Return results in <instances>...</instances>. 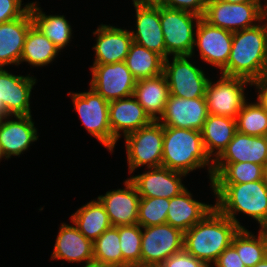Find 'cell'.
<instances>
[{
    "label": "cell",
    "mask_w": 267,
    "mask_h": 267,
    "mask_svg": "<svg viewBox=\"0 0 267 267\" xmlns=\"http://www.w3.org/2000/svg\"><path fill=\"white\" fill-rule=\"evenodd\" d=\"M136 30H130L133 42L167 59L160 21V3L134 2Z\"/></svg>",
    "instance_id": "obj_15"
},
{
    "label": "cell",
    "mask_w": 267,
    "mask_h": 267,
    "mask_svg": "<svg viewBox=\"0 0 267 267\" xmlns=\"http://www.w3.org/2000/svg\"><path fill=\"white\" fill-rule=\"evenodd\" d=\"M39 3L30 2L29 10L33 24L61 51L72 41L71 24L64 15H46Z\"/></svg>",
    "instance_id": "obj_28"
},
{
    "label": "cell",
    "mask_w": 267,
    "mask_h": 267,
    "mask_svg": "<svg viewBox=\"0 0 267 267\" xmlns=\"http://www.w3.org/2000/svg\"><path fill=\"white\" fill-rule=\"evenodd\" d=\"M133 96L152 121H159L170 96L165 75L137 80Z\"/></svg>",
    "instance_id": "obj_26"
},
{
    "label": "cell",
    "mask_w": 267,
    "mask_h": 267,
    "mask_svg": "<svg viewBox=\"0 0 267 267\" xmlns=\"http://www.w3.org/2000/svg\"><path fill=\"white\" fill-rule=\"evenodd\" d=\"M74 111L86 128L107 150L114 152L117 141L112 136L109 123V102L91 87L86 92H69Z\"/></svg>",
    "instance_id": "obj_5"
},
{
    "label": "cell",
    "mask_w": 267,
    "mask_h": 267,
    "mask_svg": "<svg viewBox=\"0 0 267 267\" xmlns=\"http://www.w3.org/2000/svg\"><path fill=\"white\" fill-rule=\"evenodd\" d=\"M208 115L205 97L190 99L170 95L159 122L162 126L201 131Z\"/></svg>",
    "instance_id": "obj_16"
},
{
    "label": "cell",
    "mask_w": 267,
    "mask_h": 267,
    "mask_svg": "<svg viewBox=\"0 0 267 267\" xmlns=\"http://www.w3.org/2000/svg\"><path fill=\"white\" fill-rule=\"evenodd\" d=\"M89 86L108 102L133 96L136 79L124 61L92 65Z\"/></svg>",
    "instance_id": "obj_12"
},
{
    "label": "cell",
    "mask_w": 267,
    "mask_h": 267,
    "mask_svg": "<svg viewBox=\"0 0 267 267\" xmlns=\"http://www.w3.org/2000/svg\"><path fill=\"white\" fill-rule=\"evenodd\" d=\"M225 3H249V2H262L263 0H219Z\"/></svg>",
    "instance_id": "obj_44"
},
{
    "label": "cell",
    "mask_w": 267,
    "mask_h": 267,
    "mask_svg": "<svg viewBox=\"0 0 267 267\" xmlns=\"http://www.w3.org/2000/svg\"><path fill=\"white\" fill-rule=\"evenodd\" d=\"M32 25L30 10L22 17L0 24V68L20 65L25 37Z\"/></svg>",
    "instance_id": "obj_23"
},
{
    "label": "cell",
    "mask_w": 267,
    "mask_h": 267,
    "mask_svg": "<svg viewBox=\"0 0 267 267\" xmlns=\"http://www.w3.org/2000/svg\"><path fill=\"white\" fill-rule=\"evenodd\" d=\"M237 132L236 119L209 114L201 130L207 155L214 161L227 147Z\"/></svg>",
    "instance_id": "obj_27"
},
{
    "label": "cell",
    "mask_w": 267,
    "mask_h": 267,
    "mask_svg": "<svg viewBox=\"0 0 267 267\" xmlns=\"http://www.w3.org/2000/svg\"><path fill=\"white\" fill-rule=\"evenodd\" d=\"M193 193L186 188L170 199L167 212V224L183 232L198 223L215 205L193 199Z\"/></svg>",
    "instance_id": "obj_25"
},
{
    "label": "cell",
    "mask_w": 267,
    "mask_h": 267,
    "mask_svg": "<svg viewBox=\"0 0 267 267\" xmlns=\"http://www.w3.org/2000/svg\"><path fill=\"white\" fill-rule=\"evenodd\" d=\"M161 166L186 175L207 166L212 181L213 161L204 149L201 131L163 126Z\"/></svg>",
    "instance_id": "obj_4"
},
{
    "label": "cell",
    "mask_w": 267,
    "mask_h": 267,
    "mask_svg": "<svg viewBox=\"0 0 267 267\" xmlns=\"http://www.w3.org/2000/svg\"><path fill=\"white\" fill-rule=\"evenodd\" d=\"M208 0H160V4L171 8L188 11L204 16Z\"/></svg>",
    "instance_id": "obj_39"
},
{
    "label": "cell",
    "mask_w": 267,
    "mask_h": 267,
    "mask_svg": "<svg viewBox=\"0 0 267 267\" xmlns=\"http://www.w3.org/2000/svg\"><path fill=\"white\" fill-rule=\"evenodd\" d=\"M231 245L246 267H254L267 256V232L265 229H259L255 236L247 228L239 229L233 236Z\"/></svg>",
    "instance_id": "obj_32"
},
{
    "label": "cell",
    "mask_w": 267,
    "mask_h": 267,
    "mask_svg": "<svg viewBox=\"0 0 267 267\" xmlns=\"http://www.w3.org/2000/svg\"><path fill=\"white\" fill-rule=\"evenodd\" d=\"M187 175L165 167L147 168L142 174L129 179L143 198L162 197L171 199L187 187L182 183ZM183 177V178H182Z\"/></svg>",
    "instance_id": "obj_17"
},
{
    "label": "cell",
    "mask_w": 267,
    "mask_h": 267,
    "mask_svg": "<svg viewBox=\"0 0 267 267\" xmlns=\"http://www.w3.org/2000/svg\"><path fill=\"white\" fill-rule=\"evenodd\" d=\"M251 86V82L244 78L220 75L216 82L209 79L205 99L208 113L224 117H237V114L247 102L245 87Z\"/></svg>",
    "instance_id": "obj_11"
},
{
    "label": "cell",
    "mask_w": 267,
    "mask_h": 267,
    "mask_svg": "<svg viewBox=\"0 0 267 267\" xmlns=\"http://www.w3.org/2000/svg\"><path fill=\"white\" fill-rule=\"evenodd\" d=\"M59 52L62 51L33 24L25 37L20 64L26 62L33 67L48 66L55 61Z\"/></svg>",
    "instance_id": "obj_30"
},
{
    "label": "cell",
    "mask_w": 267,
    "mask_h": 267,
    "mask_svg": "<svg viewBox=\"0 0 267 267\" xmlns=\"http://www.w3.org/2000/svg\"><path fill=\"white\" fill-rule=\"evenodd\" d=\"M253 86L258 91L256 102L267 111V76L252 81L251 87Z\"/></svg>",
    "instance_id": "obj_42"
},
{
    "label": "cell",
    "mask_w": 267,
    "mask_h": 267,
    "mask_svg": "<svg viewBox=\"0 0 267 267\" xmlns=\"http://www.w3.org/2000/svg\"><path fill=\"white\" fill-rule=\"evenodd\" d=\"M22 2V0H0V24L22 17L30 7L29 2L26 4Z\"/></svg>",
    "instance_id": "obj_38"
},
{
    "label": "cell",
    "mask_w": 267,
    "mask_h": 267,
    "mask_svg": "<svg viewBox=\"0 0 267 267\" xmlns=\"http://www.w3.org/2000/svg\"><path fill=\"white\" fill-rule=\"evenodd\" d=\"M132 2H150V3H158L160 0H132Z\"/></svg>",
    "instance_id": "obj_46"
},
{
    "label": "cell",
    "mask_w": 267,
    "mask_h": 267,
    "mask_svg": "<svg viewBox=\"0 0 267 267\" xmlns=\"http://www.w3.org/2000/svg\"><path fill=\"white\" fill-rule=\"evenodd\" d=\"M264 5V6H263ZM265 3H225L208 0L204 16L210 25L237 32L252 28L264 20Z\"/></svg>",
    "instance_id": "obj_8"
},
{
    "label": "cell",
    "mask_w": 267,
    "mask_h": 267,
    "mask_svg": "<svg viewBox=\"0 0 267 267\" xmlns=\"http://www.w3.org/2000/svg\"><path fill=\"white\" fill-rule=\"evenodd\" d=\"M170 199L140 198L137 224L141 227L166 224Z\"/></svg>",
    "instance_id": "obj_37"
},
{
    "label": "cell",
    "mask_w": 267,
    "mask_h": 267,
    "mask_svg": "<svg viewBox=\"0 0 267 267\" xmlns=\"http://www.w3.org/2000/svg\"><path fill=\"white\" fill-rule=\"evenodd\" d=\"M254 267H267V256L261 262H258Z\"/></svg>",
    "instance_id": "obj_45"
},
{
    "label": "cell",
    "mask_w": 267,
    "mask_h": 267,
    "mask_svg": "<svg viewBox=\"0 0 267 267\" xmlns=\"http://www.w3.org/2000/svg\"><path fill=\"white\" fill-rule=\"evenodd\" d=\"M151 122L152 120L134 96L109 102V123L112 136L116 141H119L121 136L125 137Z\"/></svg>",
    "instance_id": "obj_21"
},
{
    "label": "cell",
    "mask_w": 267,
    "mask_h": 267,
    "mask_svg": "<svg viewBox=\"0 0 267 267\" xmlns=\"http://www.w3.org/2000/svg\"><path fill=\"white\" fill-rule=\"evenodd\" d=\"M3 116L0 114V124H1V122H2V120H3Z\"/></svg>",
    "instance_id": "obj_50"
},
{
    "label": "cell",
    "mask_w": 267,
    "mask_h": 267,
    "mask_svg": "<svg viewBox=\"0 0 267 267\" xmlns=\"http://www.w3.org/2000/svg\"><path fill=\"white\" fill-rule=\"evenodd\" d=\"M184 249V232L170 224L142 227L141 267H158Z\"/></svg>",
    "instance_id": "obj_10"
},
{
    "label": "cell",
    "mask_w": 267,
    "mask_h": 267,
    "mask_svg": "<svg viewBox=\"0 0 267 267\" xmlns=\"http://www.w3.org/2000/svg\"><path fill=\"white\" fill-rule=\"evenodd\" d=\"M93 260L111 267H122L118 226L110 227L93 242Z\"/></svg>",
    "instance_id": "obj_34"
},
{
    "label": "cell",
    "mask_w": 267,
    "mask_h": 267,
    "mask_svg": "<svg viewBox=\"0 0 267 267\" xmlns=\"http://www.w3.org/2000/svg\"><path fill=\"white\" fill-rule=\"evenodd\" d=\"M123 183L125 188L113 189L97 197L104 206L112 226L137 224L141 197L129 178Z\"/></svg>",
    "instance_id": "obj_20"
},
{
    "label": "cell",
    "mask_w": 267,
    "mask_h": 267,
    "mask_svg": "<svg viewBox=\"0 0 267 267\" xmlns=\"http://www.w3.org/2000/svg\"><path fill=\"white\" fill-rule=\"evenodd\" d=\"M52 260L81 263L93 260V241L86 238L74 224L61 223Z\"/></svg>",
    "instance_id": "obj_22"
},
{
    "label": "cell",
    "mask_w": 267,
    "mask_h": 267,
    "mask_svg": "<svg viewBox=\"0 0 267 267\" xmlns=\"http://www.w3.org/2000/svg\"><path fill=\"white\" fill-rule=\"evenodd\" d=\"M264 181H265L266 186H267V164L264 166Z\"/></svg>",
    "instance_id": "obj_48"
},
{
    "label": "cell",
    "mask_w": 267,
    "mask_h": 267,
    "mask_svg": "<svg viewBox=\"0 0 267 267\" xmlns=\"http://www.w3.org/2000/svg\"><path fill=\"white\" fill-rule=\"evenodd\" d=\"M237 132L252 136H267V111L257 102H246L236 117Z\"/></svg>",
    "instance_id": "obj_35"
},
{
    "label": "cell",
    "mask_w": 267,
    "mask_h": 267,
    "mask_svg": "<svg viewBox=\"0 0 267 267\" xmlns=\"http://www.w3.org/2000/svg\"><path fill=\"white\" fill-rule=\"evenodd\" d=\"M77 229L91 241H95L104 231L112 227L104 206L98 199L82 205L70 217Z\"/></svg>",
    "instance_id": "obj_29"
},
{
    "label": "cell",
    "mask_w": 267,
    "mask_h": 267,
    "mask_svg": "<svg viewBox=\"0 0 267 267\" xmlns=\"http://www.w3.org/2000/svg\"><path fill=\"white\" fill-rule=\"evenodd\" d=\"M36 81L30 73L15 75L0 68V114L4 118L32 115L30 97Z\"/></svg>",
    "instance_id": "obj_13"
},
{
    "label": "cell",
    "mask_w": 267,
    "mask_h": 267,
    "mask_svg": "<svg viewBox=\"0 0 267 267\" xmlns=\"http://www.w3.org/2000/svg\"><path fill=\"white\" fill-rule=\"evenodd\" d=\"M252 162L265 166L267 164V136L234 134L223 152L213 163Z\"/></svg>",
    "instance_id": "obj_24"
},
{
    "label": "cell",
    "mask_w": 267,
    "mask_h": 267,
    "mask_svg": "<svg viewBox=\"0 0 267 267\" xmlns=\"http://www.w3.org/2000/svg\"><path fill=\"white\" fill-rule=\"evenodd\" d=\"M264 180V166L252 162L213 163L212 184H241Z\"/></svg>",
    "instance_id": "obj_31"
},
{
    "label": "cell",
    "mask_w": 267,
    "mask_h": 267,
    "mask_svg": "<svg viewBox=\"0 0 267 267\" xmlns=\"http://www.w3.org/2000/svg\"><path fill=\"white\" fill-rule=\"evenodd\" d=\"M83 267H111V266L92 260L89 262H85V265Z\"/></svg>",
    "instance_id": "obj_43"
},
{
    "label": "cell",
    "mask_w": 267,
    "mask_h": 267,
    "mask_svg": "<svg viewBox=\"0 0 267 267\" xmlns=\"http://www.w3.org/2000/svg\"><path fill=\"white\" fill-rule=\"evenodd\" d=\"M164 59L163 74L165 75L170 95L181 98L205 97V90L210 78L198 65L192 63L189 56H173ZM192 60V61H190Z\"/></svg>",
    "instance_id": "obj_9"
},
{
    "label": "cell",
    "mask_w": 267,
    "mask_h": 267,
    "mask_svg": "<svg viewBox=\"0 0 267 267\" xmlns=\"http://www.w3.org/2000/svg\"><path fill=\"white\" fill-rule=\"evenodd\" d=\"M215 207L227 218L245 229L237 214L243 213L259 224V229L267 227V186L264 180L241 184H212Z\"/></svg>",
    "instance_id": "obj_2"
},
{
    "label": "cell",
    "mask_w": 267,
    "mask_h": 267,
    "mask_svg": "<svg viewBox=\"0 0 267 267\" xmlns=\"http://www.w3.org/2000/svg\"><path fill=\"white\" fill-rule=\"evenodd\" d=\"M96 44L93 45L95 58L92 65L113 64L125 61L133 38L129 29H122L111 24H100L93 31Z\"/></svg>",
    "instance_id": "obj_18"
},
{
    "label": "cell",
    "mask_w": 267,
    "mask_h": 267,
    "mask_svg": "<svg viewBox=\"0 0 267 267\" xmlns=\"http://www.w3.org/2000/svg\"><path fill=\"white\" fill-rule=\"evenodd\" d=\"M34 123L32 115L3 118L0 124V146L5 159L9 160L11 156L20 157L28 151L30 144L39 139Z\"/></svg>",
    "instance_id": "obj_19"
},
{
    "label": "cell",
    "mask_w": 267,
    "mask_h": 267,
    "mask_svg": "<svg viewBox=\"0 0 267 267\" xmlns=\"http://www.w3.org/2000/svg\"><path fill=\"white\" fill-rule=\"evenodd\" d=\"M129 174L137 168L161 167L163 155V126L159 121L132 132L124 137Z\"/></svg>",
    "instance_id": "obj_7"
},
{
    "label": "cell",
    "mask_w": 267,
    "mask_h": 267,
    "mask_svg": "<svg viewBox=\"0 0 267 267\" xmlns=\"http://www.w3.org/2000/svg\"><path fill=\"white\" fill-rule=\"evenodd\" d=\"M211 267H246L241 261L236 249L230 245L227 247L212 264Z\"/></svg>",
    "instance_id": "obj_41"
},
{
    "label": "cell",
    "mask_w": 267,
    "mask_h": 267,
    "mask_svg": "<svg viewBox=\"0 0 267 267\" xmlns=\"http://www.w3.org/2000/svg\"><path fill=\"white\" fill-rule=\"evenodd\" d=\"M122 267H141L142 227L139 224L118 226Z\"/></svg>",
    "instance_id": "obj_36"
},
{
    "label": "cell",
    "mask_w": 267,
    "mask_h": 267,
    "mask_svg": "<svg viewBox=\"0 0 267 267\" xmlns=\"http://www.w3.org/2000/svg\"><path fill=\"white\" fill-rule=\"evenodd\" d=\"M262 24V25H261ZM222 75L250 82L267 76V22L233 32L231 52Z\"/></svg>",
    "instance_id": "obj_1"
},
{
    "label": "cell",
    "mask_w": 267,
    "mask_h": 267,
    "mask_svg": "<svg viewBox=\"0 0 267 267\" xmlns=\"http://www.w3.org/2000/svg\"><path fill=\"white\" fill-rule=\"evenodd\" d=\"M239 226L216 207L184 232V249L209 267L231 245Z\"/></svg>",
    "instance_id": "obj_3"
},
{
    "label": "cell",
    "mask_w": 267,
    "mask_h": 267,
    "mask_svg": "<svg viewBox=\"0 0 267 267\" xmlns=\"http://www.w3.org/2000/svg\"><path fill=\"white\" fill-rule=\"evenodd\" d=\"M158 267H209L205 262L189 254L185 249L171 255Z\"/></svg>",
    "instance_id": "obj_40"
},
{
    "label": "cell",
    "mask_w": 267,
    "mask_h": 267,
    "mask_svg": "<svg viewBox=\"0 0 267 267\" xmlns=\"http://www.w3.org/2000/svg\"><path fill=\"white\" fill-rule=\"evenodd\" d=\"M232 41L233 32L212 26L201 18L196 28L194 50L191 56L195 55L196 48L203 62L221 71L227 65Z\"/></svg>",
    "instance_id": "obj_14"
},
{
    "label": "cell",
    "mask_w": 267,
    "mask_h": 267,
    "mask_svg": "<svg viewBox=\"0 0 267 267\" xmlns=\"http://www.w3.org/2000/svg\"><path fill=\"white\" fill-rule=\"evenodd\" d=\"M3 159H5L4 155H3V152H2V149H1V146H0V161Z\"/></svg>",
    "instance_id": "obj_49"
},
{
    "label": "cell",
    "mask_w": 267,
    "mask_h": 267,
    "mask_svg": "<svg viewBox=\"0 0 267 267\" xmlns=\"http://www.w3.org/2000/svg\"><path fill=\"white\" fill-rule=\"evenodd\" d=\"M202 17L160 4V21L169 56H189L194 50L195 32Z\"/></svg>",
    "instance_id": "obj_6"
},
{
    "label": "cell",
    "mask_w": 267,
    "mask_h": 267,
    "mask_svg": "<svg viewBox=\"0 0 267 267\" xmlns=\"http://www.w3.org/2000/svg\"><path fill=\"white\" fill-rule=\"evenodd\" d=\"M265 3L264 7V20L267 22V0L263 1Z\"/></svg>",
    "instance_id": "obj_47"
},
{
    "label": "cell",
    "mask_w": 267,
    "mask_h": 267,
    "mask_svg": "<svg viewBox=\"0 0 267 267\" xmlns=\"http://www.w3.org/2000/svg\"><path fill=\"white\" fill-rule=\"evenodd\" d=\"M136 80L163 74L164 58L133 42L124 61Z\"/></svg>",
    "instance_id": "obj_33"
}]
</instances>
